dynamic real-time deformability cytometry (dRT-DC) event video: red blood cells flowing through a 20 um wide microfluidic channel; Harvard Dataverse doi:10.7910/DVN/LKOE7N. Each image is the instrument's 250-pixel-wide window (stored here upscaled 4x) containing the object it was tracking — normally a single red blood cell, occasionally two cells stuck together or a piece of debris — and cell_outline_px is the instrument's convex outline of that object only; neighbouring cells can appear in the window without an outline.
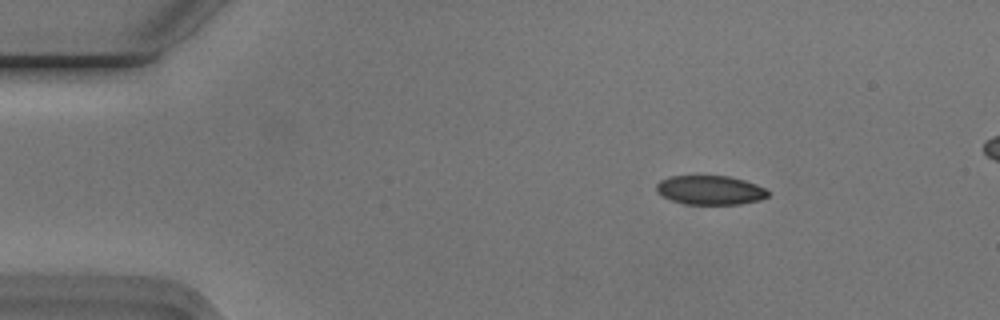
{"species": "Egyptian fruit bat (a non-hibernating species)", "species_latin": "Rousettus aegyptiacus", "temperature_condition": "cold", "stored_images_in_passage": 42, "camera_frame_rate_fps": 3000, "um_per_image_px": 0.085, "animal": {"sex": "male"}, "frame": {"image": 1, "passage_image": 1, "time_ms": 0.0, "image_size_px": [1000, 320], "cell_outline_px": [[768, 196], [760, 200], [740, 204], [684, 204], [672, 200], [656, 192], [656, 184], [660, 180], [668, 176], [728, 176], [744, 180], [756, 184], [764, 188], [768, 192]], "centroid_in_image_um": [60.34, 16.16], "position_along_channel_um": 24.7, "area_um2": 18.9}}
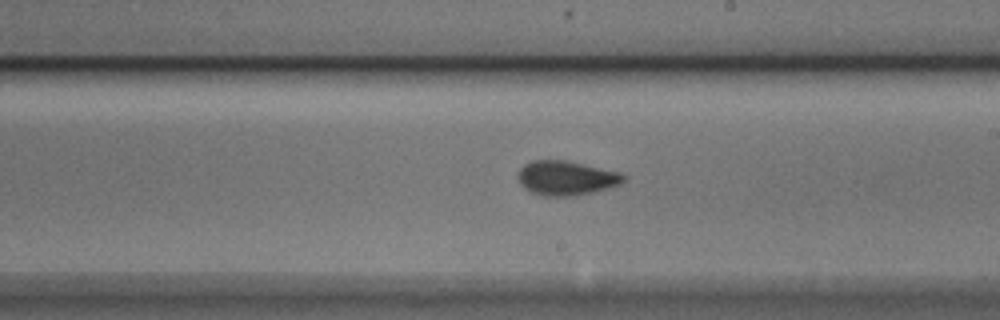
{"frame": {"image": 2, "passage_image": 24, "time_ms": 7.667, "image_size_px": [1000, 320], "cell_outline_px": [[628, 176], [620, 184], [608, 188], [576, 196], [544, 196], [532, 192], [524, 188], [520, 184], [516, 176], [520, 168], [524, 164], [532, 160], [564, 160], [620, 172]], "centroid_in_image_um": [48.11, 15.13], "position_along_channel_um": 240.9, "area_um2": 21.27}}
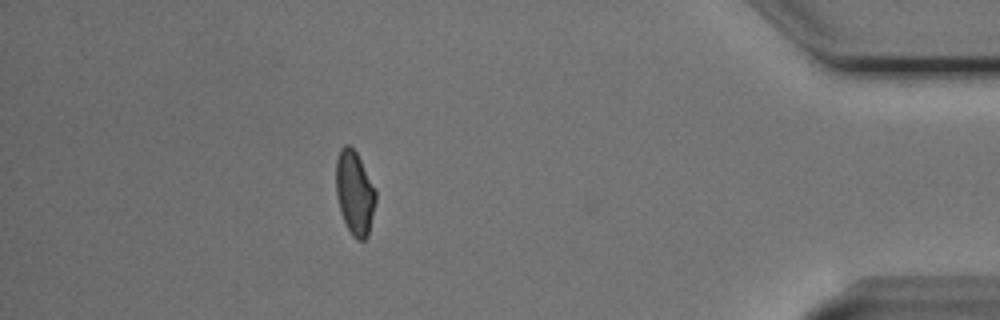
{"frame": {"image": 3, "passage_image": 41, "time_ms": 13.333, "image_size_px": [1000, 320], "cell_outline_px": [[376, 200], [368, 236], [364, 240], [356, 240], [352, 236], [340, 212], [336, 192], [336, 160], [340, 148], [344, 144], [348, 144], [356, 152], [376, 188]], "centroid_in_image_um": [30.15, 16.39], "position_along_channel_um": 405.1, "area_um2": 19.54}, "authors_computed_cell_mechanics": {"area_um2": 20.3456, "velocity_mm_per_s": 3.7458, "shape_relaxation_time_tau1_ms": 3.9991, "shape_relaxation_time_tau2_ms": 1.4851, "deformation_change_tau1": 0.1269, "deformation_change_tau2": 0.056}}